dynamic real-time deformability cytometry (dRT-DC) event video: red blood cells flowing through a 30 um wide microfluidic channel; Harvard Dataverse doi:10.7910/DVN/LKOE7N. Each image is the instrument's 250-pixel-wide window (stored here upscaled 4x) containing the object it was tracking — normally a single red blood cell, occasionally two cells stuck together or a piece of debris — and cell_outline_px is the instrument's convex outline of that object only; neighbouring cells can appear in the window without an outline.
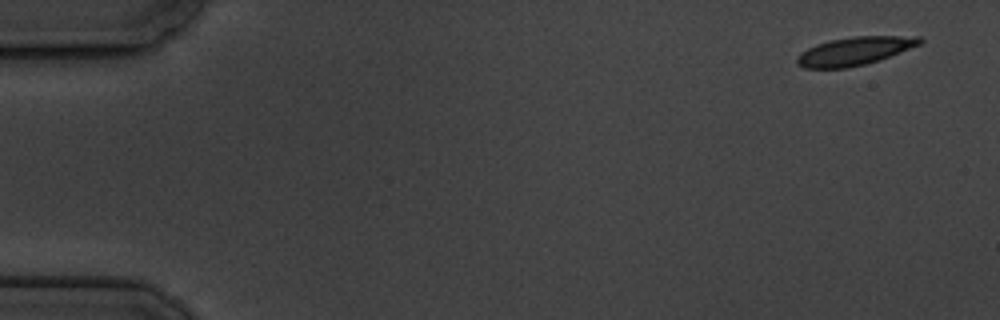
{"species": "common noctule bat (a hibernating species)", "species_latin": "Nyctalus noctula", "temperature_condition": "cold", "stored_images_in_passage": 4, "camera_frame_rate_fps": 3000, "um_per_image_px": 0.085, "animal": {"sex": "male", "body_mass_g": 19.5, "forearm_length_mm": 54.6}, "frame": {"image": 1, "passage_image": 1, "time_ms": 0.0, "image_size_px": [1000, 320], "cell_outline_px": [[924, 40], [920, 44], [880, 60], [848, 68], [804, 68], [796, 64], [796, 60], [800, 52], [816, 44], [832, 40], [852, 36], [920, 36]], "centroid_in_image_um": [72.63, 4.34], "position_along_channel_um": 12.4, "area_um2": 20.17}}